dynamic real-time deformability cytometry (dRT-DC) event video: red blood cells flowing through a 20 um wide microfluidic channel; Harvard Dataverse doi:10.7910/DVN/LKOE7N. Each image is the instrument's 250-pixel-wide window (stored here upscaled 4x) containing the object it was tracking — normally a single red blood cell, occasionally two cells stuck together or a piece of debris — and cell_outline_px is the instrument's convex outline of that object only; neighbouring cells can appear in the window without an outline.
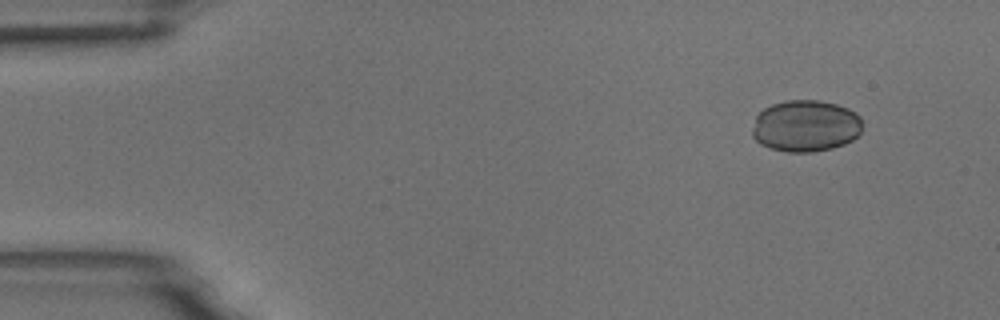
{"species": "common noctule bat (a hibernating species)", "species_latin": "Nyctalus noctula", "temperature_condition": "room temperature", "stored_images_in_passage": 5, "camera_frame_rate_fps": 3000, "um_per_image_px": 0.085, "animal": {"sex": "male", "body_mass_g": 18.8}, "frame": {"image": 1, "passage_image": 2, "time_ms": 0.333, "image_size_px": [1000, 320], "cell_outline_px": [[860, 132], [852, 140], [844, 144], [832, 148], [812, 152], [788, 152], [772, 148], [760, 144], [752, 136], [752, 128], [756, 116], [764, 108], [772, 104], [784, 100], [820, 100], [836, 104], [848, 108], [856, 112], [860, 116]], "centroid_in_image_um": [68.46, 10.69], "position_along_channel_um": 16.5, "area_um2": 33.23}}